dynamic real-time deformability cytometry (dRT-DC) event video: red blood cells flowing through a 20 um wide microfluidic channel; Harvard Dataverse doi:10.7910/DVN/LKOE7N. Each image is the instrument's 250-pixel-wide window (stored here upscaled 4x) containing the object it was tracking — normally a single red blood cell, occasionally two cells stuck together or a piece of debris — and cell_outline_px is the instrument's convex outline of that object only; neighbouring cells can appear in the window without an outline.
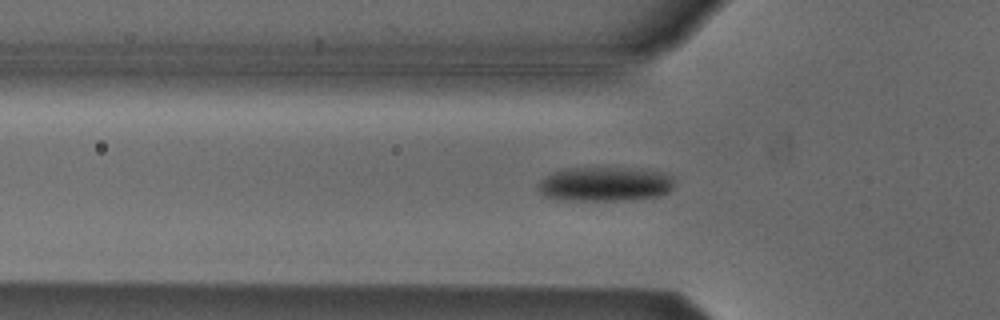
{"species": "Egyptian fruit bat (a non-hibernating species)", "species_latin": "Rousettus aegyptiacus", "temperature_condition": "cold", "stored_images_in_passage": 31, "camera_frame_rate_fps": 3000, "um_per_image_px": 0.085, "animal": {"sex": "male"}, "frame": {"image": 1, "passage_image": 2, "time_ms": 0.333, "image_size_px": [1000, 320], "cell_outline_px": [[672, 188], [668, 192], [660, 196], [624, 200], [560, 200], [544, 196], [536, 188], [540, 180], [544, 176], [552, 172], [568, 168], [640, 168], [672, 176]], "centroid_in_image_um": [51.36, 15.65], "position_along_channel_um": 74.4, "area_um2": 27.34}}
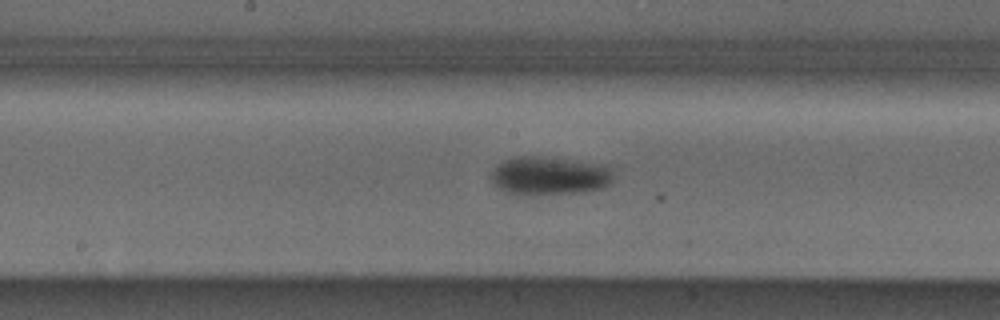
{"frame": {"image": 2, "passage_image": 12, "time_ms": 3.667, "image_size_px": [1000, 320], "cell_outline_px": [[612, 180], [608, 184], [600, 188], [580, 192], [520, 196], [516, 196], [492, 184], [492, 168], [504, 160], [516, 156], [540, 156], [600, 164], [612, 168]], "centroid_in_image_um": [46.64, 14.95], "position_along_channel_um": 201.6, "area_um2": 27.46}}
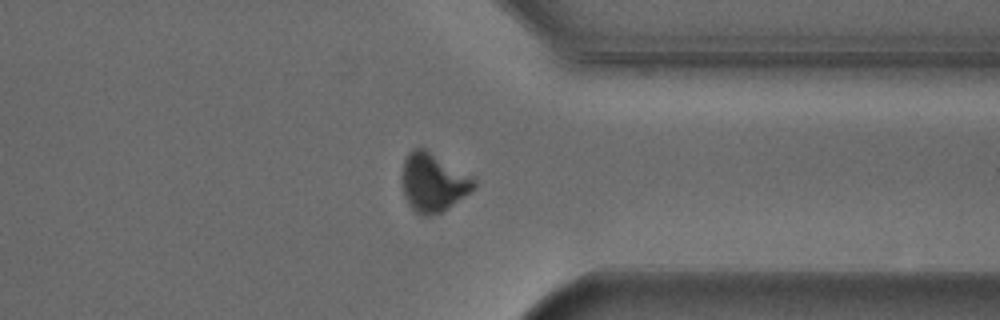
{"frame": {"image": 3, "passage_image": 26, "time_ms": 8.333, "image_size_px": [1000, 320], "cell_outline_px": [[476, 188], [448, 208], [440, 212], [428, 216], [420, 216], [408, 204], [404, 196], [400, 180], [400, 176], [404, 160], [408, 152], [412, 148], [424, 148], [476, 180]], "centroid_in_image_um": [36.76, 15.52], "position_along_channel_um": 374.6, "area_um2": 24.51}, "authors_computed_cell_mechanics": {"area_um2": 26.7614, "velocity_mm_per_s": 3.8081, "shape_relaxation_time_tau1_ms": 3.4703, "shape_relaxation_time_tau2_ms": null, "deformation_change_tau1": 0.1084, "deformation_change_tau2": null}}